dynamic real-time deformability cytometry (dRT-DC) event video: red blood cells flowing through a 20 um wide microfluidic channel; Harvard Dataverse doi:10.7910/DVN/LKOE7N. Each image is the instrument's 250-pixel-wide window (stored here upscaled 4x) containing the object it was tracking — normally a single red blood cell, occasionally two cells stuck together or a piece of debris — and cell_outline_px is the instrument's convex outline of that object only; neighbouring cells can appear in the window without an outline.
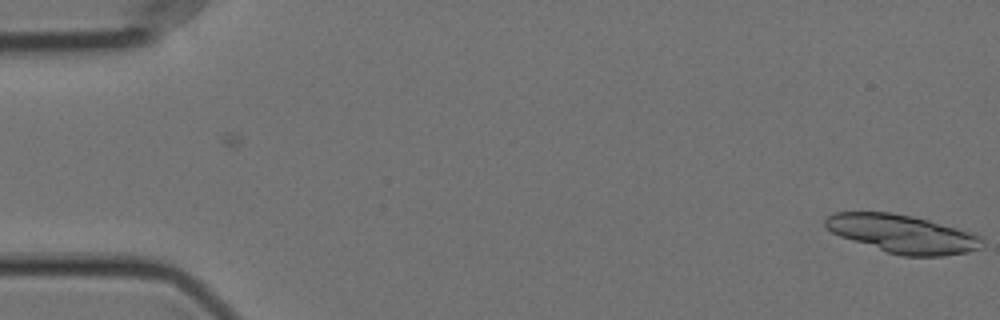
{"species": "Egyptian fruit bat (a non-hibernating species)", "species_latin": "Rousettus aegyptiacus", "temperature_condition": "cold", "stored_images_in_passage": 6, "camera_frame_rate_fps": 3000, "um_per_image_px": 0.085, "animal": {"sex": "female"}, "frame": {"image": 1, "passage_image": 6, "time_ms": 1.667, "image_size_px": [1000, 320], "cell_outline_px": [[984, 240], [980, 248], [968, 252], [944, 256], [900, 256], [840, 236], [832, 232], [824, 224], [824, 220], [828, 216], [836, 212], [892, 212], [912, 216], [976, 232]], "centroid_in_image_um": [76.77, 19.87], "position_along_channel_um": 8.2, "area_um2": 34.91}}